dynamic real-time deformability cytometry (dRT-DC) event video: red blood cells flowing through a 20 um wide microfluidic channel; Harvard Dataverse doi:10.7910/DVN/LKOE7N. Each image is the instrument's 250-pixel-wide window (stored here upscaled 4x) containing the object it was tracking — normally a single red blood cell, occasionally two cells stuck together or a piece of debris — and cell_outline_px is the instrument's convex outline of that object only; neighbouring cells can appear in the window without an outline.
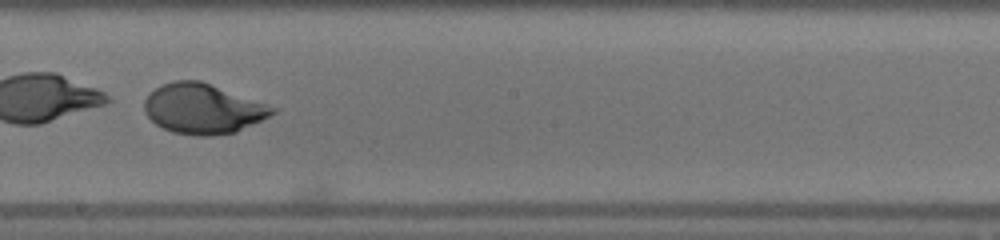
{"species": "human", "species_latin": "Homo sapiens", "temperature_condition": "warm", "stored_images_in_passage": 51, "camera_frame_rate_fps": 3000, "um_per_image_px": 0.085, "donor": {"sex": "male"}, "frame": {"image": 1, "passage_image": 30, "time_ms": 9.667, "image_size_px": [1000, 240], "cell_outline_px": [[280, 108], [276, 112], [236, 132], [208, 136], [200, 136], [172, 132], [156, 124], [144, 112], [144, 100], [160, 84], [172, 80], [200, 80]], "centroid_in_image_um": [17.25, 9.23], "position_along_channel_um": 230.9, "area_um2": 37.28}, "authors_computed_cell_mechanics": {"area_um2": 39.1306, "velocity_mm_per_s": 4.0573, "shape_relaxation_time_tau1_ms": 2.3918, "shape_relaxation_time_tau2_ms": null, "deformation_change_tau1": 0.3818, "deformation_change_tau2": null}}